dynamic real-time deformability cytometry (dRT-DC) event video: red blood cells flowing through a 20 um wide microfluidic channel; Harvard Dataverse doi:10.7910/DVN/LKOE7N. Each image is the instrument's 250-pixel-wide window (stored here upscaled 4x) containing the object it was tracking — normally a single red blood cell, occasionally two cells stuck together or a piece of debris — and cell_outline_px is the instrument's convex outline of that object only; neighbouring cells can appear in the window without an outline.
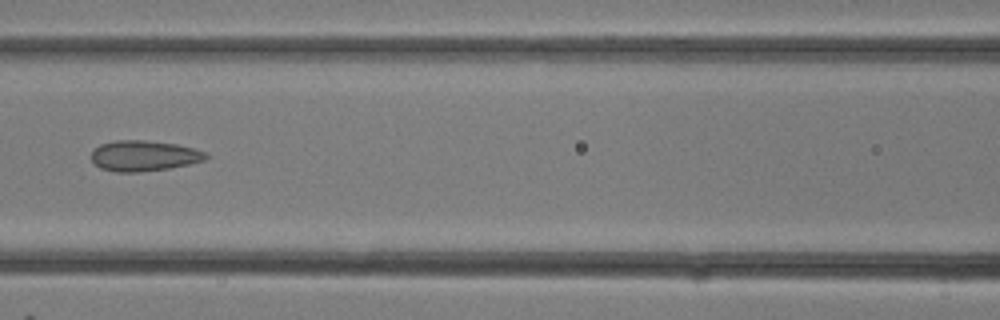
{"species": "common noctule bat (a hibernating species)", "species_latin": "Nyctalus noctula", "temperature_condition": "room temperature", "stored_images_in_passage": 9, "camera_frame_rate_fps": 3000, "um_per_image_px": 0.085, "animal": {"sex": "female"}, "frame": {"image": 1, "passage_image": 6, "time_ms": 1.667, "image_size_px": [1000, 320], "cell_outline_px": [[208, 156], [204, 160], [188, 164], [168, 168], [140, 172], [116, 172], [100, 168], [92, 160], [92, 152], [100, 144], [116, 140], [144, 140], [176, 144], [208, 152]], "centroid_in_image_um": [12.23, 13.24], "position_along_channel_um": 154.4, "area_um2": 20.29}}
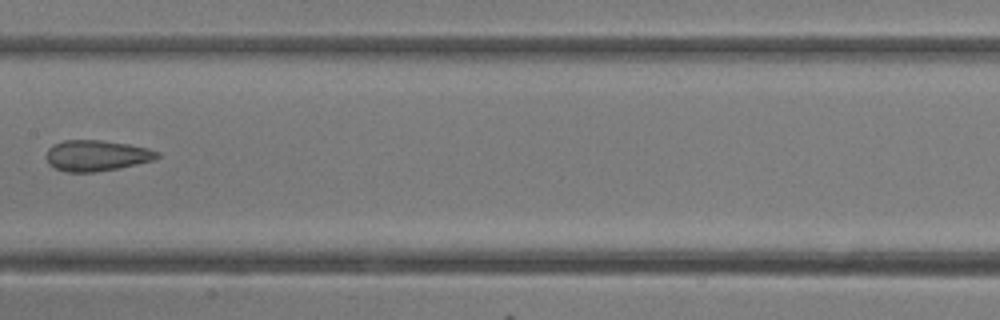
{"frame": {"image": 2, "passage_image": 8, "time_ms": 2.333, "image_size_px": [1000, 320], "cell_outline_px": [[160, 156], [152, 160], [120, 168], [96, 172], [68, 172], [56, 168], [48, 164], [48, 148], [52, 144], [64, 140], [100, 140], [128, 144], [148, 148], [160, 152]], "centroid_in_image_um": [8.22, 13.22], "position_along_channel_um": 199.2, "area_um2": 19.88}}